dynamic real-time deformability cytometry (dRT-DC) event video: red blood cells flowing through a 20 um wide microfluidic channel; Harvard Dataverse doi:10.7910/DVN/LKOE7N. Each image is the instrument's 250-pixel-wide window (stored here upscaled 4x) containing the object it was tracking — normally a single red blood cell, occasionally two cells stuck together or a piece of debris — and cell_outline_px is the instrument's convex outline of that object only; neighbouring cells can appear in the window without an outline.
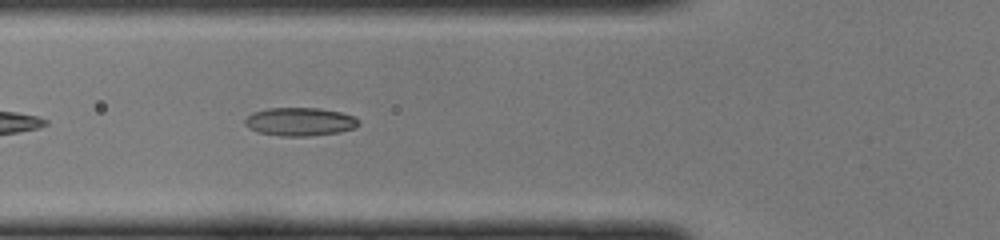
{"species": "common noctule bat (a hibernating species)", "species_latin": "Nyctalus noctula", "temperature_condition": "cold", "stored_images_in_passage": 31, "camera_frame_rate_fps": 3000, "um_per_image_px": 0.085, "animal": {"sex": "female", "body_mass_g": 22.0, "forearm_length_mm": 56.7}, "frame": {"image": 1, "passage_image": 5, "time_ms": 1.333, "image_size_px": [1000, 240], "cell_outline_px": [[360, 124], [356, 128], [340, 132], [308, 136], [280, 136], [256, 132], [248, 128], [244, 124], [244, 120], [252, 112], [268, 108], [316, 108], [340, 112], [356, 116], [360, 120]], "centroid_in_image_um": [25.5, 10.35], "position_along_channel_um": 100.3, "area_um2": 19.02}}